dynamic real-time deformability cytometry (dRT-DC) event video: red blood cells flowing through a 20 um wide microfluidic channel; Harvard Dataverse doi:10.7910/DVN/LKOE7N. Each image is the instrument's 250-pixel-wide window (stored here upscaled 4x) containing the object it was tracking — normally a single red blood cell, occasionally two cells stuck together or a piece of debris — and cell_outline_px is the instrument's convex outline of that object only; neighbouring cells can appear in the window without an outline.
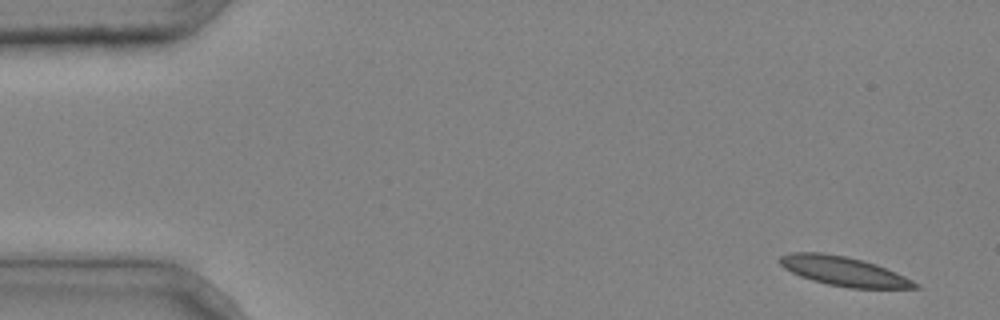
{"species": "common noctule bat (a hibernating species)", "species_latin": "Nyctalus noctula", "temperature_condition": "cold", "stored_images_in_passage": 3, "camera_frame_rate_fps": 3000, "um_per_image_px": 0.085, "animal": {"sex": "male", "body_mass_g": 20.4}, "frame": {"image": 1, "passage_image": 1, "time_ms": 0.0, "image_size_px": [1000, 320], "cell_outline_px": [[920, 288], [848, 288], [828, 284], [812, 280], [800, 276], [784, 268], [780, 264], [780, 256], [792, 252], [820, 252], [844, 256], [864, 260], [876, 264], [896, 272], [920, 284]], "centroid_in_image_um": [71.73, 23.05], "position_along_channel_um": 13.3, "area_um2": 23.0}}